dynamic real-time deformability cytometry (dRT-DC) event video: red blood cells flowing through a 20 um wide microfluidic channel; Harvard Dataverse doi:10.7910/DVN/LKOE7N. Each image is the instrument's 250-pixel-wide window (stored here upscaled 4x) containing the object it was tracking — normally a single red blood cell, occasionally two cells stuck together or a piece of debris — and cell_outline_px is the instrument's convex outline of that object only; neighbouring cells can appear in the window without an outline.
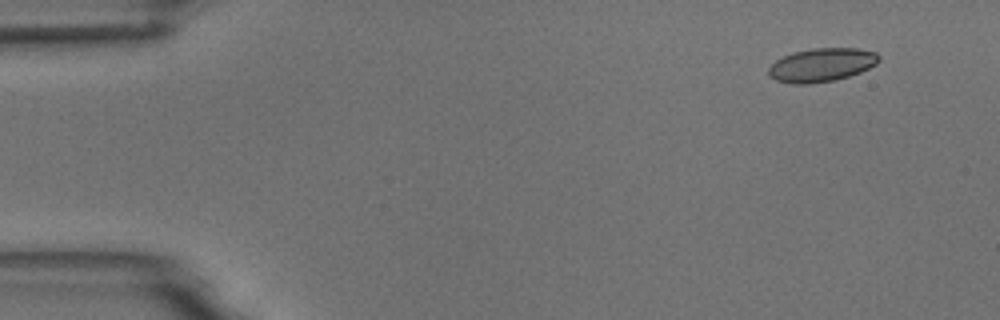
{"species": "common noctule bat (a hibernating species)", "species_latin": "Nyctalus noctula", "temperature_condition": "room temperature", "stored_images_in_passage": 3, "segment_of_instrument_passage": [2, 2], "camera_frame_rate_fps": 3000, "um_per_image_px": 0.085, "animal": {"sex": "male", "body_mass_g": 18.8}, "frame": {"image": 1, "passage_image": 3, "time_ms": 2.333, "image_size_px": [1000, 320], "cell_outline_px": [[880, 60], [876, 64], [860, 72], [836, 80], [808, 84], [792, 84], [776, 80], [768, 76], [768, 68], [776, 60], [792, 52], [812, 48], [856, 48], [876, 52], [880, 56]], "centroid_in_image_um": [69.83, 5.52], "position_along_channel_um": 15.2, "area_um2": 21.68}}